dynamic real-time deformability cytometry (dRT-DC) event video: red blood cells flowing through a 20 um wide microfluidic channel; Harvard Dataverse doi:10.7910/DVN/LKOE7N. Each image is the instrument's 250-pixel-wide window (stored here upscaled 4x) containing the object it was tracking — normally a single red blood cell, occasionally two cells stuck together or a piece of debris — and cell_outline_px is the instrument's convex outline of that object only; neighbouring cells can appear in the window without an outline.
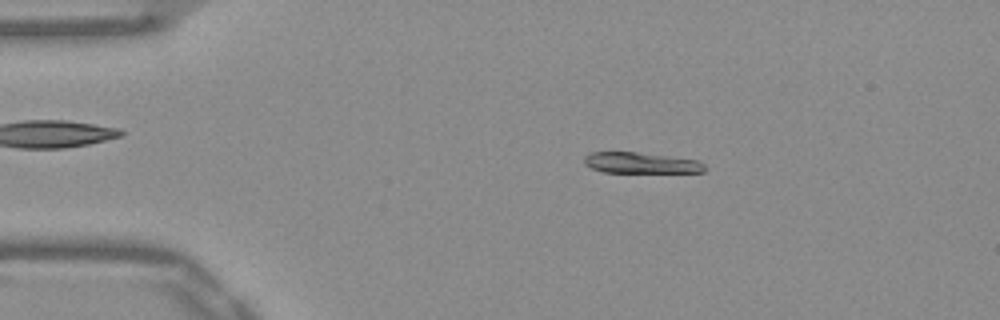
{"species": "Egyptian fruit bat (a non-hibernating species)", "species_latin": "Rousettus aegyptiacus", "temperature_condition": "warm", "stored_images_in_passage": 51, "camera_frame_rate_fps": 3000, "um_per_image_px": 0.085, "frame": {"image": 1, "passage_image": 9, "time_ms": 2.667, "image_size_px": [1000, 320], "cell_outline_px": [[708, 168], [704, 172], [604, 172], [592, 168], [584, 164], [584, 156], [588, 152], [636, 152], [696, 160], [704, 164]], "centroid_in_image_um": [54.45, 13.85], "position_along_channel_um": 30.5, "area_um2": 14.57}}
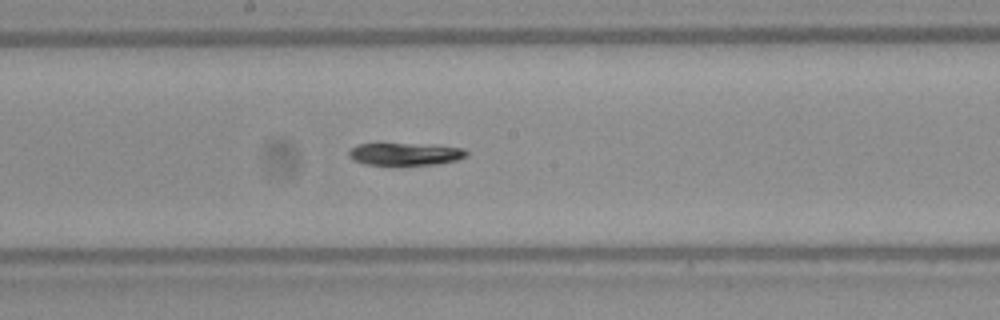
{"frame": {"image": 2, "passage_image": 27, "time_ms": 8.667, "image_size_px": [1000, 320], "cell_outline_px": [[468, 156], [456, 160], [436, 164], [364, 164], [356, 160], [348, 152], [352, 148], [360, 144], [408, 144], [464, 148], [468, 152]], "centroid_in_image_um": [34.49, 13.09], "position_along_channel_um": 213.7, "area_um2": 14.68}}
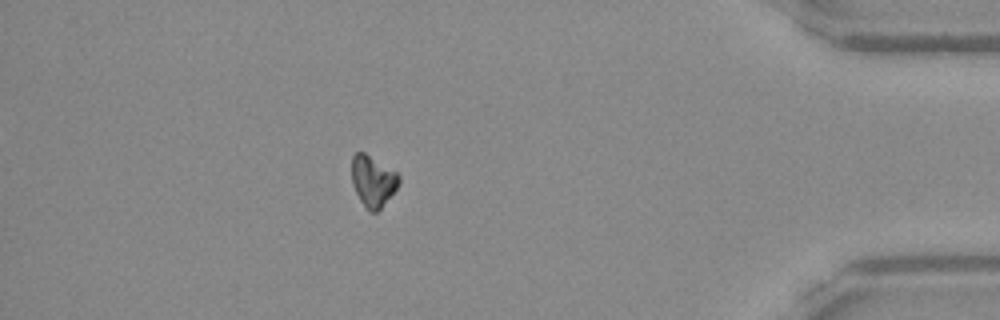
{"frame": {"image": 3, "passage_image": 45, "time_ms": 14.667, "image_size_px": [1000, 320], "cell_outline_px": [[400, 184], [380, 208], [376, 212], [368, 212], [360, 200], [352, 184], [352, 156], [356, 152], [364, 152], [396, 172], [400, 176]], "centroid_in_image_um": [31.69, 15.39], "position_along_channel_um": 403.5, "area_um2": 13.93}}